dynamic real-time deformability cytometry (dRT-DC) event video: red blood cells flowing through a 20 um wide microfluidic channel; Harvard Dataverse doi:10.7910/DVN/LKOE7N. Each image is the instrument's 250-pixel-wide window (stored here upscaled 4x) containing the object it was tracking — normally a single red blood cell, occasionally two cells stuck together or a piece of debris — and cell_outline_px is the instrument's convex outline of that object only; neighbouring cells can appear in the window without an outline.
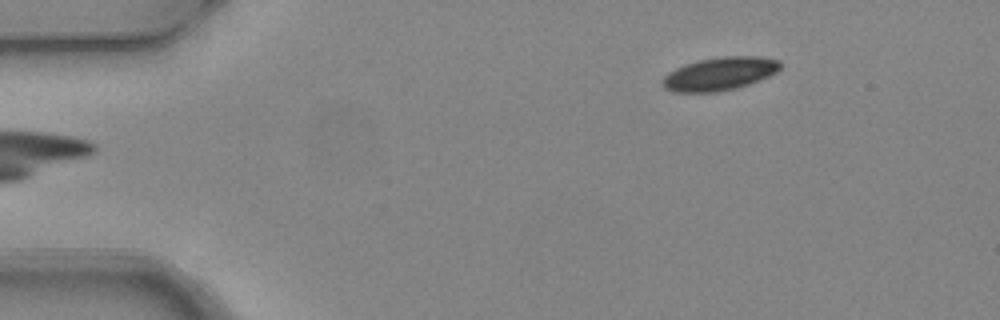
{"species": "common noctule bat (a hibernating species)", "species_latin": "Nyctalus noctula", "temperature_condition": "warm", "stored_images_in_passage": 4, "camera_frame_rate_fps": 3000, "um_per_image_px": 0.085, "animal": {"sex": "female", "body_mass_g": 24.6, "forearm_length_mm": 56.2}, "frame": {"image": 1, "passage_image": 4, "time_ms": 1.0, "image_size_px": [1000, 320], "cell_outline_px": [[784, 64], [776, 72], [768, 76], [748, 84], [736, 88], [716, 92], [672, 92], [664, 88], [660, 84], [660, 80], [668, 72], [676, 68], [700, 60], [724, 56], [756, 56], [780, 60]], "centroid_in_image_um": [61.15, 6.28], "position_along_channel_um": 23.8, "area_um2": 22.77}}